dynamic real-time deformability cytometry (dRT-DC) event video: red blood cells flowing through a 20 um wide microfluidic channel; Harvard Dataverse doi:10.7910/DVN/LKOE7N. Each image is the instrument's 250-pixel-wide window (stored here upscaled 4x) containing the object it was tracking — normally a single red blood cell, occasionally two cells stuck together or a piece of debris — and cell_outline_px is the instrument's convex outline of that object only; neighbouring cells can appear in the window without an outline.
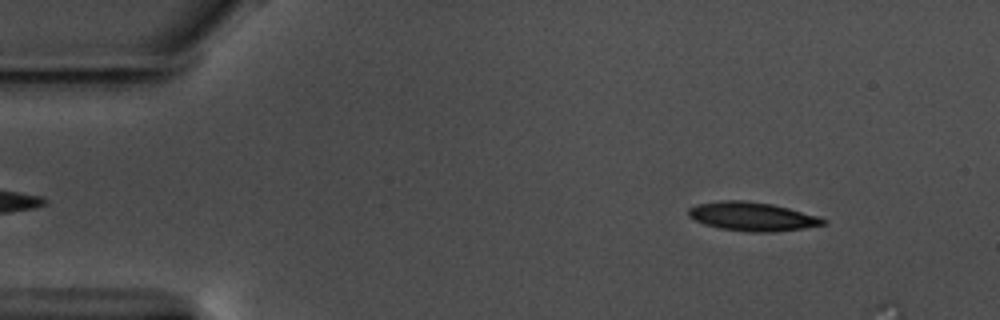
{"species": "common noctule bat (a hibernating species)", "species_latin": "Nyctalus noctula", "temperature_condition": "warm", "stored_images_in_passage": 12, "camera_frame_rate_fps": 3000, "um_per_image_px": 0.085, "animal": {"sex": "male", "body_mass_g": 17.5, "forearm_length_mm": 52.3}, "frame": {"image": 1, "passage_image": 6, "time_ms": 1.667, "image_size_px": [1000, 320], "cell_outline_px": [[828, 220], [824, 224], [804, 228], [772, 232], [748, 232], [720, 228], [704, 224], [688, 216], [688, 208], [696, 204], [720, 200], [744, 200], [772, 204], [788, 208], [816, 216]], "centroid_in_image_um": [63.9, 18.4], "position_along_channel_um": 21.1, "area_um2": 22.48}}